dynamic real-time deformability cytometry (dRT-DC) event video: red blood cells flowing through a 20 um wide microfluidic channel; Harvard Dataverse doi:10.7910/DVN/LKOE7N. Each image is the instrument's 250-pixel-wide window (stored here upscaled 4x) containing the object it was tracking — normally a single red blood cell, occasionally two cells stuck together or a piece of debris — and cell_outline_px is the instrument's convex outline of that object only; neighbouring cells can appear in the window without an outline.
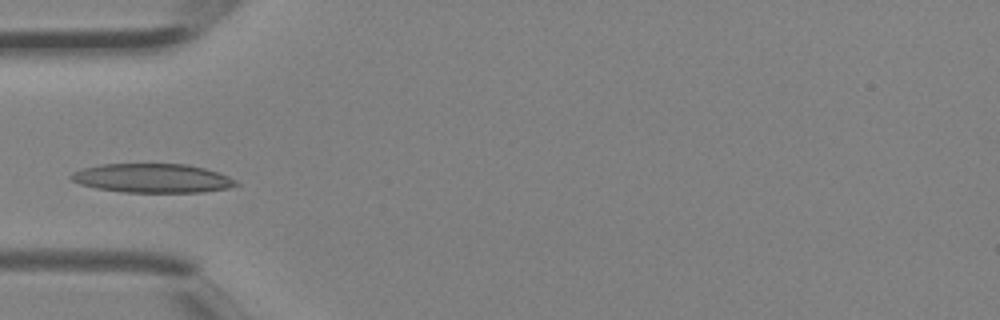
{"species": "Egyptian fruit bat (a non-hibernating species)", "species_latin": "Rousettus aegyptiacus", "temperature_condition": "room temperature", "stored_images_in_passage": 3, "camera_frame_rate_fps": 3000, "um_per_image_px": 0.085, "animal": {"sex": "female"}, "frame": {"image": 1, "passage_image": 3, "time_ms": 0.667, "image_size_px": [1000, 320], "cell_outline_px": [[240, 184], [228, 188], [200, 192], [124, 192], [96, 188], [80, 184], [72, 180], [68, 176], [72, 172], [84, 168], [100, 164], [188, 164], [204, 168], [228, 176], [236, 180]], "centroid_in_image_um": [12.94, 15.14], "position_along_channel_um": 72.1, "area_um2": 27.8}}